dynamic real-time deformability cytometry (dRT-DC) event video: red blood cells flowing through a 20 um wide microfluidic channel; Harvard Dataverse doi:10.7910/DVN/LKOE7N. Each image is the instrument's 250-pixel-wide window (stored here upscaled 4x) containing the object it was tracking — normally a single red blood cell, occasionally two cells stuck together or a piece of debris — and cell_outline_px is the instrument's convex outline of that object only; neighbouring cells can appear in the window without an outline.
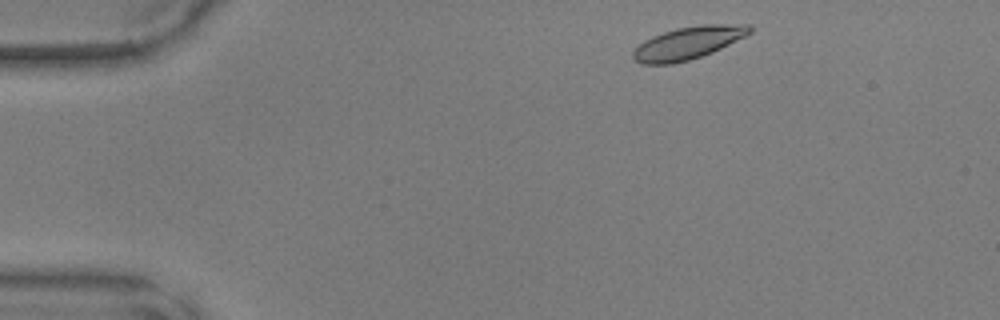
{"species": "common noctule bat (a hibernating species)", "species_latin": "Nyctalus noctula", "temperature_condition": "warm", "stored_images_in_passage": 43, "camera_frame_rate_fps": 3000, "um_per_image_px": 0.085, "animal": {"sex": "male", "body_mass_g": 17.9, "forearm_length_mm": 54.2}, "frame": {"image": 1, "passage_image": 2, "time_ms": 0.333, "image_size_px": [1000, 320], "cell_outline_px": [[752, 32], [712, 52], [688, 60], [672, 64], [640, 64], [632, 60], [632, 52], [644, 40], [652, 36], [676, 28], [700, 24], [752, 24]], "centroid_in_image_um": [58.46, 3.64], "position_along_channel_um": 26.5, "area_um2": 22.14}}
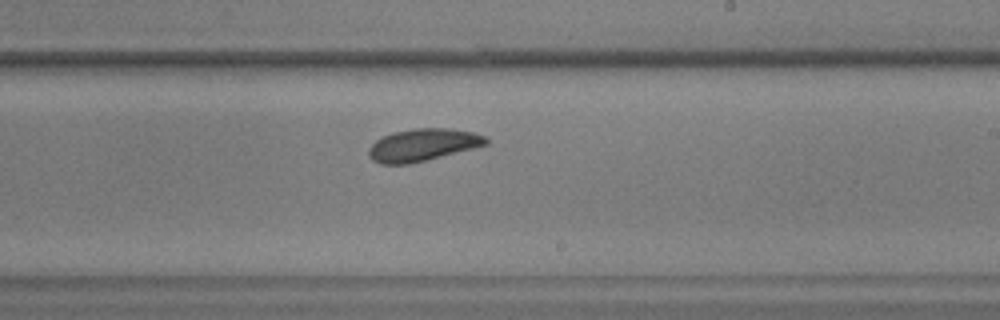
{"frame": {"image": 2, "passage_image": 24, "time_ms": 7.667, "image_size_px": [1000, 320], "cell_outline_px": [[488, 144], [408, 164], [380, 164], [372, 160], [368, 156], [368, 148], [376, 140], [384, 136], [396, 132], [416, 128], [448, 128], [472, 132], [484, 136], [488, 140]], "centroid_in_image_um": [35.89, 12.32], "position_along_channel_um": 253.1, "area_um2": 21.68}}
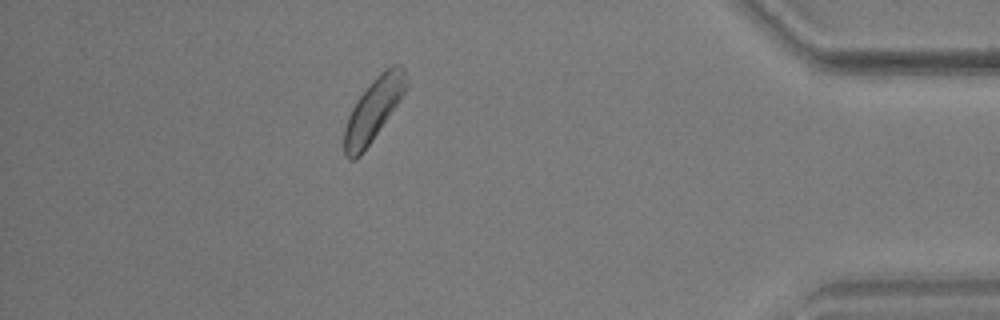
{"frame": {"image": 3, "passage_image": 38, "time_ms": 12.333, "image_size_px": [1000, 320], "cell_outline_px": [[408, 88], [360, 156], [356, 160], [348, 160], [344, 156], [344, 128], [348, 116], [356, 100], [372, 80], [380, 72], [392, 64], [400, 64], [404, 68], [408, 84]], "centroid_in_image_um": [31.73, 9.3], "position_along_channel_um": 403.5, "area_um2": 22.43}}